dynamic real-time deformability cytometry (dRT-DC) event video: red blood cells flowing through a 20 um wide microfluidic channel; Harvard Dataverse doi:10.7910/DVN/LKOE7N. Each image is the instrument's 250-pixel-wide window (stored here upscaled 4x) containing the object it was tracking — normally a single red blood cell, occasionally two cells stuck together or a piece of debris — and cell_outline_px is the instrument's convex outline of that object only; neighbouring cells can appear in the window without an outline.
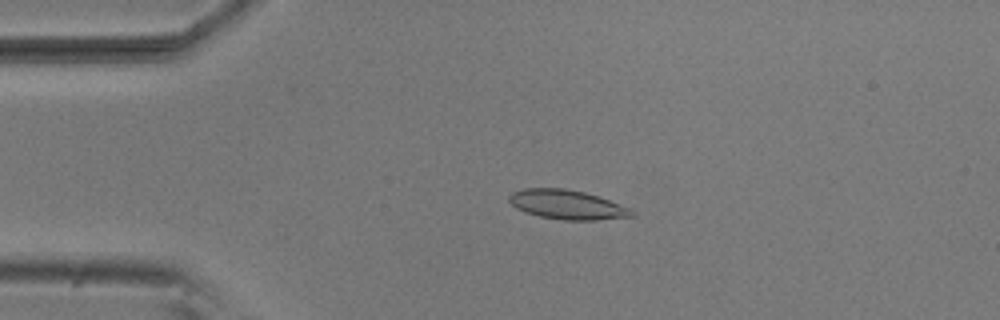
{"species": "common noctule bat (a hibernating species)", "species_latin": "Nyctalus noctula", "temperature_condition": "room temperature", "stored_images_in_passage": 5, "camera_frame_rate_fps": 3000, "um_per_image_px": 0.085, "animal": {"sex": "male", "body_mass_g": 20.5, "forearm_length_mm": 52.5}, "frame": {"image": 1, "passage_image": 4, "time_ms": 1.0, "image_size_px": [1000, 320], "cell_outline_px": [[636, 216], [596, 220], [564, 220], [540, 216], [524, 212], [516, 208], [508, 200], [508, 196], [512, 192], [524, 188], [564, 188], [584, 192], [608, 200], [628, 208], [636, 212]], "centroid_in_image_um": [48.18, 17.4], "position_along_channel_um": 36.8, "area_um2": 20.87}}